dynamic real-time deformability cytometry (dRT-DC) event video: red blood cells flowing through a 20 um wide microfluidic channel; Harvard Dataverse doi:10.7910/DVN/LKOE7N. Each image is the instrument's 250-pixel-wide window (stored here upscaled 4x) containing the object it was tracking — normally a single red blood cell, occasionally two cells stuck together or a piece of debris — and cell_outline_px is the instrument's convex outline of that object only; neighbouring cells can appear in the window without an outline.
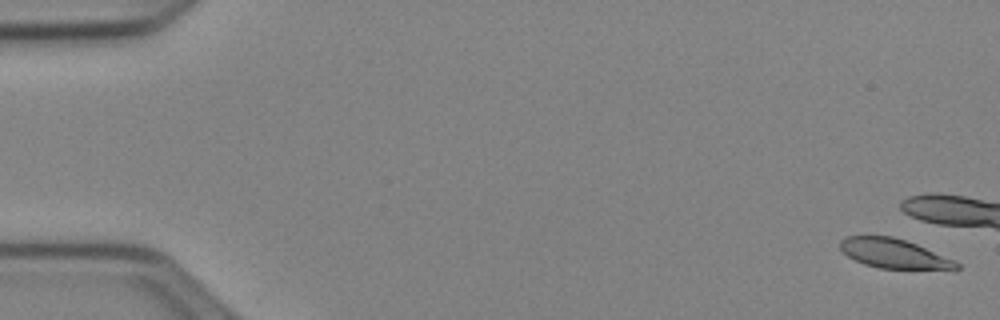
{"species": "Egyptian fruit bat (a non-hibernating species)", "species_latin": "Rousettus aegyptiacus", "temperature_condition": "cold", "stored_images_in_passage": 3, "camera_frame_rate_fps": 3000, "um_per_image_px": 0.085, "animal": {"sex": "female"}, "frame": {"image": 1, "passage_image": 1, "time_ms": 0.0, "image_size_px": [1000, 320], "cell_outline_px": [[960, 268], [956, 272], [880, 268], [864, 264], [848, 256], [840, 248], [840, 240], [844, 236], [892, 236], [916, 244], [952, 260], [960, 264]], "centroid_in_image_um": [76.07, 21.6], "position_along_channel_um": 8.9, "area_um2": 20.4}}